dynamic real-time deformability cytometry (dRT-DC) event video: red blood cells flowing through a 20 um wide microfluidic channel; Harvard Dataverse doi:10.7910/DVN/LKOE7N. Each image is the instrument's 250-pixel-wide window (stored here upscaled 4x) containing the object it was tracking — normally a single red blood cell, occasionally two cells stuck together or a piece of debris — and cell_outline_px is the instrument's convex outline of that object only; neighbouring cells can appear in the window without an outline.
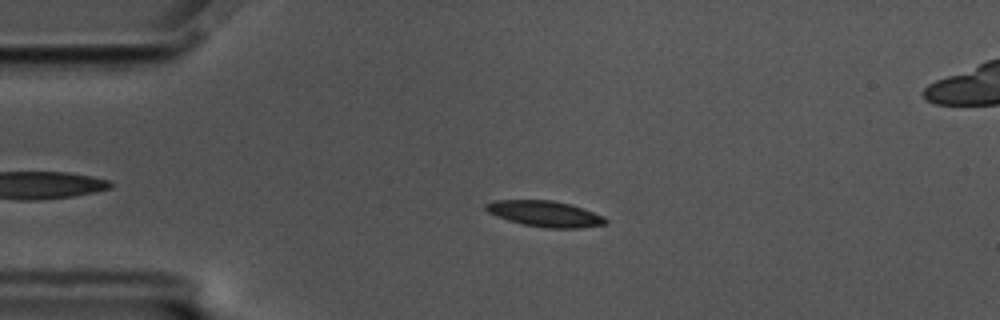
{"species": "common noctule bat (a hibernating species)", "species_latin": "Nyctalus noctula", "temperature_condition": "cold", "stored_images_in_passage": 59, "camera_frame_rate_fps": 3000, "um_per_image_px": 0.085, "animal": {"sex": "male", "body_mass_g": 17.5, "forearm_length_mm": 52.3}, "frame": {"image": 1, "passage_image": 13, "time_ms": 4.0, "image_size_px": [1000, 320], "cell_outline_px": [[608, 220], [604, 224], [580, 228], [548, 228], [524, 224], [508, 220], [496, 216], [488, 212], [484, 208], [484, 204], [496, 200], [552, 200], [572, 204], [604, 216]], "centroid_in_image_um": [46.32, 18.16], "position_along_channel_um": 38.7, "area_um2": 18.03}}
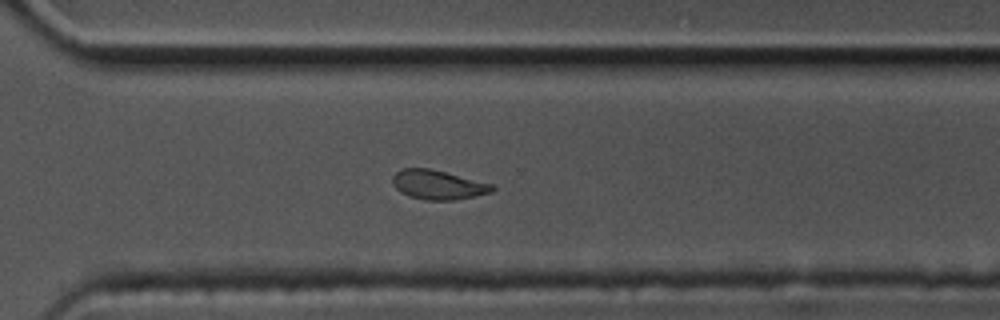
{"frame": {"image": 2, "passage_image": 41, "time_ms": 13.333, "image_size_px": [1000, 320], "cell_outline_px": [[496, 188], [492, 192], [456, 200], [424, 200], [408, 196], [400, 192], [392, 184], [392, 176], [400, 168], [428, 168], [496, 184]], "centroid_in_image_um": [37.24, 15.71], "position_along_channel_um": 333.4, "area_um2": 17.28}}
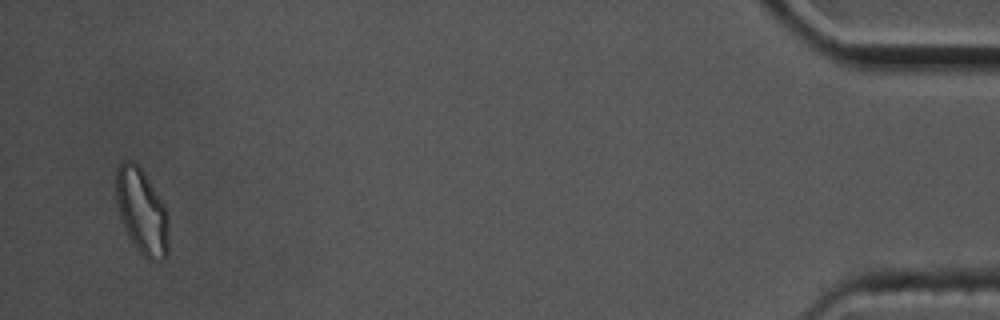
{"frame": {"image": 3, "passage_image": 56, "time_ms": 18.333, "image_size_px": [1000, 320], "cell_outline_px": [[168, 256], [164, 260], [148, 260], [136, 248], [120, 216], [116, 204], [116, 168], [120, 160], [132, 160], [144, 172], [164, 204], [168, 216]], "centroid_in_image_um": [12.06, 17.95], "position_along_channel_um": 423.1, "area_um2": 26.18}, "authors_computed_cell_mechanics": {"area_um2": 17.6868, "velocity_mm_per_s": 3.4603, "shape_relaxation_time_tau1_ms": 3.2772, "shape_relaxation_time_tau2_ms": 3.5281, "deformation_change_tau1": 0.1051, "deformation_change_tau2": 0.0797}}